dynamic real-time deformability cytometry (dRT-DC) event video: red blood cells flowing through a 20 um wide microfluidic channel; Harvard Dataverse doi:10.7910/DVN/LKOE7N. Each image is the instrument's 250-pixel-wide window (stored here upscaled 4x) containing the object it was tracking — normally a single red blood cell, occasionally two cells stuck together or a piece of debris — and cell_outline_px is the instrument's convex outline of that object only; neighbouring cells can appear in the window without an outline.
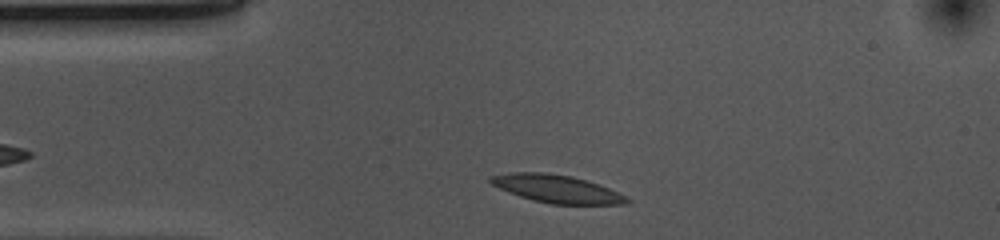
{"species": "common noctule bat (a hibernating species)", "species_latin": "Nyctalus noctula", "temperature_condition": "cold", "stored_images_in_passage": 32, "camera_frame_rate_fps": 3000, "um_per_image_px": 0.085, "animal": {"sex": "female", "body_mass_g": 10.0, "forearm_length_mm": 53.1}, "frame": {"image": 1, "passage_image": 2, "time_ms": 0.333, "image_size_px": [1000, 240], "cell_outline_px": [[632, 200], [624, 204], [552, 204], [532, 200], [508, 192], [492, 184], [488, 180], [488, 176], [512, 172], [544, 172], [572, 176], [600, 184]], "centroid_in_image_um": [47.29, 16.04], "position_along_channel_um": 37.7, "area_um2": 22.02}}
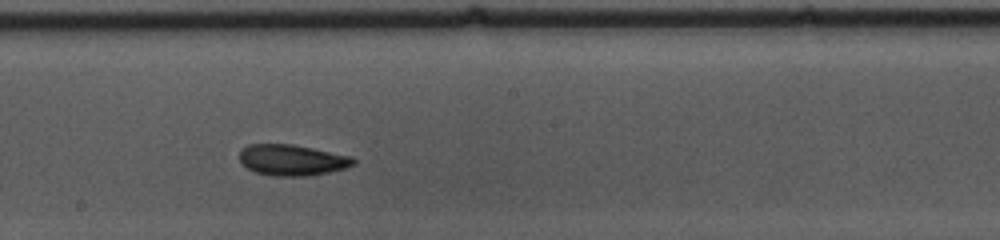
{"frame": {"image": 2, "passage_image": 19, "time_ms": 6.0, "image_size_px": [1000, 240], "cell_outline_px": [[356, 164], [348, 168], [308, 176], [272, 176], [256, 172], [240, 164], [240, 148], [248, 144], [292, 144], [352, 156], [356, 160]], "centroid_in_image_um": [24.83, 13.6], "position_along_channel_um": 223.4, "area_um2": 20.81}}
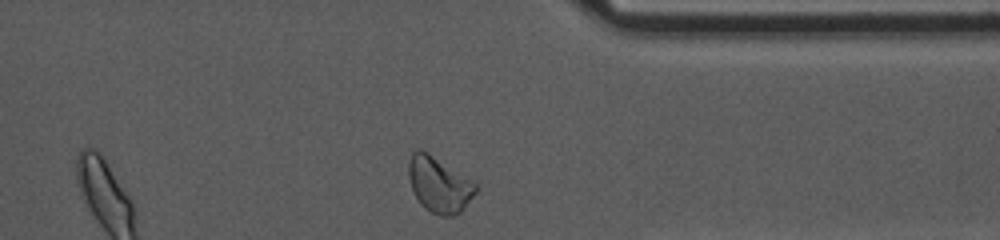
{"frame": {"image": 3, "passage_image": 32, "time_ms": 10.333, "image_size_px": [1000, 240], "cell_outline_px": [[480, 188], [460, 212], [456, 216], [440, 216], [424, 208], [420, 204], [412, 188], [408, 176], [408, 164], [412, 152], [416, 148], [420, 148], [428, 152], [480, 184]], "centroid_in_image_um": [37.35, 15.67], "position_along_channel_um": 374.0, "area_um2": 22.14}}